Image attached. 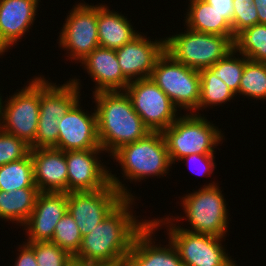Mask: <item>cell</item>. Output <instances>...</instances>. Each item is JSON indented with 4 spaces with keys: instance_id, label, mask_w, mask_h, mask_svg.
<instances>
[{
    "instance_id": "30",
    "label": "cell",
    "mask_w": 266,
    "mask_h": 266,
    "mask_svg": "<svg viewBox=\"0 0 266 266\" xmlns=\"http://www.w3.org/2000/svg\"><path fill=\"white\" fill-rule=\"evenodd\" d=\"M82 236L79 228L67 211L55 226L54 235L51 242L57 244L61 249L68 251L74 256L81 245Z\"/></svg>"
},
{
    "instance_id": "14",
    "label": "cell",
    "mask_w": 266,
    "mask_h": 266,
    "mask_svg": "<svg viewBox=\"0 0 266 266\" xmlns=\"http://www.w3.org/2000/svg\"><path fill=\"white\" fill-rule=\"evenodd\" d=\"M105 154L103 149L65 151L68 172L67 193L97 191L110 184V167L107 166L109 163L105 158L104 160L101 158Z\"/></svg>"
},
{
    "instance_id": "26",
    "label": "cell",
    "mask_w": 266,
    "mask_h": 266,
    "mask_svg": "<svg viewBox=\"0 0 266 266\" xmlns=\"http://www.w3.org/2000/svg\"><path fill=\"white\" fill-rule=\"evenodd\" d=\"M20 188H37L30 154L21 160L0 166V190L9 192Z\"/></svg>"
},
{
    "instance_id": "34",
    "label": "cell",
    "mask_w": 266,
    "mask_h": 266,
    "mask_svg": "<svg viewBox=\"0 0 266 266\" xmlns=\"http://www.w3.org/2000/svg\"><path fill=\"white\" fill-rule=\"evenodd\" d=\"M215 154H191L186 157H183L179 160L184 163L189 171L194 172L197 176H203L211 178L214 174V171L217 167V163H215L216 156ZM211 176V177H210Z\"/></svg>"
},
{
    "instance_id": "29",
    "label": "cell",
    "mask_w": 266,
    "mask_h": 266,
    "mask_svg": "<svg viewBox=\"0 0 266 266\" xmlns=\"http://www.w3.org/2000/svg\"><path fill=\"white\" fill-rule=\"evenodd\" d=\"M248 58L235 48L208 69L220 78L235 94L239 95V86L245 63Z\"/></svg>"
},
{
    "instance_id": "28",
    "label": "cell",
    "mask_w": 266,
    "mask_h": 266,
    "mask_svg": "<svg viewBox=\"0 0 266 266\" xmlns=\"http://www.w3.org/2000/svg\"><path fill=\"white\" fill-rule=\"evenodd\" d=\"M234 48L248 59L266 61V24H255L240 32L234 40Z\"/></svg>"
},
{
    "instance_id": "9",
    "label": "cell",
    "mask_w": 266,
    "mask_h": 266,
    "mask_svg": "<svg viewBox=\"0 0 266 266\" xmlns=\"http://www.w3.org/2000/svg\"><path fill=\"white\" fill-rule=\"evenodd\" d=\"M150 78L183 113H194L200 100L199 70L176 61L164 51L156 60Z\"/></svg>"
},
{
    "instance_id": "20",
    "label": "cell",
    "mask_w": 266,
    "mask_h": 266,
    "mask_svg": "<svg viewBox=\"0 0 266 266\" xmlns=\"http://www.w3.org/2000/svg\"><path fill=\"white\" fill-rule=\"evenodd\" d=\"M80 67L94 82L92 94L101 91H124L130 83L121 72L116 51L98 46L80 62Z\"/></svg>"
},
{
    "instance_id": "6",
    "label": "cell",
    "mask_w": 266,
    "mask_h": 266,
    "mask_svg": "<svg viewBox=\"0 0 266 266\" xmlns=\"http://www.w3.org/2000/svg\"><path fill=\"white\" fill-rule=\"evenodd\" d=\"M69 78L63 84L54 83L50 78L40 74V112L38 130L31 149L56 148L58 143V121L69 109L84 97L81 93L82 79ZM47 78V79H46ZM82 82V83H81Z\"/></svg>"
},
{
    "instance_id": "8",
    "label": "cell",
    "mask_w": 266,
    "mask_h": 266,
    "mask_svg": "<svg viewBox=\"0 0 266 266\" xmlns=\"http://www.w3.org/2000/svg\"><path fill=\"white\" fill-rule=\"evenodd\" d=\"M183 29L164 37L165 51L189 68L200 71L211 67L234 48L233 36L200 33L185 26Z\"/></svg>"
},
{
    "instance_id": "12",
    "label": "cell",
    "mask_w": 266,
    "mask_h": 266,
    "mask_svg": "<svg viewBox=\"0 0 266 266\" xmlns=\"http://www.w3.org/2000/svg\"><path fill=\"white\" fill-rule=\"evenodd\" d=\"M124 91L151 132H163L182 114L151 78L131 81Z\"/></svg>"
},
{
    "instance_id": "25",
    "label": "cell",
    "mask_w": 266,
    "mask_h": 266,
    "mask_svg": "<svg viewBox=\"0 0 266 266\" xmlns=\"http://www.w3.org/2000/svg\"><path fill=\"white\" fill-rule=\"evenodd\" d=\"M199 73L201 78L200 100L198 109L194 114L201 115L205 108L206 111L215 106L223 107L224 104L231 103L234 99H237L236 94L208 68L201 69Z\"/></svg>"
},
{
    "instance_id": "36",
    "label": "cell",
    "mask_w": 266,
    "mask_h": 266,
    "mask_svg": "<svg viewBox=\"0 0 266 266\" xmlns=\"http://www.w3.org/2000/svg\"><path fill=\"white\" fill-rule=\"evenodd\" d=\"M222 15L230 24L233 16V0H204Z\"/></svg>"
},
{
    "instance_id": "33",
    "label": "cell",
    "mask_w": 266,
    "mask_h": 266,
    "mask_svg": "<svg viewBox=\"0 0 266 266\" xmlns=\"http://www.w3.org/2000/svg\"><path fill=\"white\" fill-rule=\"evenodd\" d=\"M232 31L233 38L243 30L259 24L256 5L253 0H233Z\"/></svg>"
},
{
    "instance_id": "1",
    "label": "cell",
    "mask_w": 266,
    "mask_h": 266,
    "mask_svg": "<svg viewBox=\"0 0 266 266\" xmlns=\"http://www.w3.org/2000/svg\"><path fill=\"white\" fill-rule=\"evenodd\" d=\"M136 199L125 198L89 234L82 237L75 266H121L126 264L135 236L150 218L136 215ZM139 217V218H138Z\"/></svg>"
},
{
    "instance_id": "16",
    "label": "cell",
    "mask_w": 266,
    "mask_h": 266,
    "mask_svg": "<svg viewBox=\"0 0 266 266\" xmlns=\"http://www.w3.org/2000/svg\"><path fill=\"white\" fill-rule=\"evenodd\" d=\"M147 34L140 32L115 50L121 72L129 82L150 78L156 60L165 51V38L151 39Z\"/></svg>"
},
{
    "instance_id": "11",
    "label": "cell",
    "mask_w": 266,
    "mask_h": 266,
    "mask_svg": "<svg viewBox=\"0 0 266 266\" xmlns=\"http://www.w3.org/2000/svg\"><path fill=\"white\" fill-rule=\"evenodd\" d=\"M83 1V2H82ZM68 11L58 37V47L64 50L69 62L79 64L99 46L97 31V4L84 0L75 2Z\"/></svg>"
},
{
    "instance_id": "5",
    "label": "cell",
    "mask_w": 266,
    "mask_h": 266,
    "mask_svg": "<svg viewBox=\"0 0 266 266\" xmlns=\"http://www.w3.org/2000/svg\"><path fill=\"white\" fill-rule=\"evenodd\" d=\"M203 113L181 114L162 134L173 165L191 154H216L225 132Z\"/></svg>"
},
{
    "instance_id": "10",
    "label": "cell",
    "mask_w": 266,
    "mask_h": 266,
    "mask_svg": "<svg viewBox=\"0 0 266 266\" xmlns=\"http://www.w3.org/2000/svg\"><path fill=\"white\" fill-rule=\"evenodd\" d=\"M23 86L3 99L0 128L31 146L38 130L40 74L33 75Z\"/></svg>"
},
{
    "instance_id": "19",
    "label": "cell",
    "mask_w": 266,
    "mask_h": 266,
    "mask_svg": "<svg viewBox=\"0 0 266 266\" xmlns=\"http://www.w3.org/2000/svg\"><path fill=\"white\" fill-rule=\"evenodd\" d=\"M156 231L160 230L149 221L135 236L126 261L127 266H183L178 251L169 239L167 241L166 238L165 241L162 238L156 242Z\"/></svg>"
},
{
    "instance_id": "27",
    "label": "cell",
    "mask_w": 266,
    "mask_h": 266,
    "mask_svg": "<svg viewBox=\"0 0 266 266\" xmlns=\"http://www.w3.org/2000/svg\"><path fill=\"white\" fill-rule=\"evenodd\" d=\"M248 101L251 99L260 100L263 103L266 100V65L263 62L248 59L242 73L239 96Z\"/></svg>"
},
{
    "instance_id": "18",
    "label": "cell",
    "mask_w": 266,
    "mask_h": 266,
    "mask_svg": "<svg viewBox=\"0 0 266 266\" xmlns=\"http://www.w3.org/2000/svg\"><path fill=\"white\" fill-rule=\"evenodd\" d=\"M40 2L41 0H0V46L6 54L32 30L41 8Z\"/></svg>"
},
{
    "instance_id": "15",
    "label": "cell",
    "mask_w": 266,
    "mask_h": 266,
    "mask_svg": "<svg viewBox=\"0 0 266 266\" xmlns=\"http://www.w3.org/2000/svg\"><path fill=\"white\" fill-rule=\"evenodd\" d=\"M80 98L58 121L57 149L75 151L102 149L97 134V116L95 108L84 109ZM86 110V111H85ZM88 110V111H87Z\"/></svg>"
},
{
    "instance_id": "39",
    "label": "cell",
    "mask_w": 266,
    "mask_h": 266,
    "mask_svg": "<svg viewBox=\"0 0 266 266\" xmlns=\"http://www.w3.org/2000/svg\"><path fill=\"white\" fill-rule=\"evenodd\" d=\"M5 50L0 46V58H1V56H2V58H4L3 57V55L5 54Z\"/></svg>"
},
{
    "instance_id": "7",
    "label": "cell",
    "mask_w": 266,
    "mask_h": 266,
    "mask_svg": "<svg viewBox=\"0 0 266 266\" xmlns=\"http://www.w3.org/2000/svg\"><path fill=\"white\" fill-rule=\"evenodd\" d=\"M164 216H154L150 221L157 229H166L164 234L178 251L183 266H238L225 247L227 237L193 233L177 227Z\"/></svg>"
},
{
    "instance_id": "35",
    "label": "cell",
    "mask_w": 266,
    "mask_h": 266,
    "mask_svg": "<svg viewBox=\"0 0 266 266\" xmlns=\"http://www.w3.org/2000/svg\"><path fill=\"white\" fill-rule=\"evenodd\" d=\"M18 248V249H17ZM16 250L15 261L12 266H38L34 250L25 242H21Z\"/></svg>"
},
{
    "instance_id": "23",
    "label": "cell",
    "mask_w": 266,
    "mask_h": 266,
    "mask_svg": "<svg viewBox=\"0 0 266 266\" xmlns=\"http://www.w3.org/2000/svg\"><path fill=\"white\" fill-rule=\"evenodd\" d=\"M183 25L200 33L233 36L231 24L204 0H188Z\"/></svg>"
},
{
    "instance_id": "4",
    "label": "cell",
    "mask_w": 266,
    "mask_h": 266,
    "mask_svg": "<svg viewBox=\"0 0 266 266\" xmlns=\"http://www.w3.org/2000/svg\"><path fill=\"white\" fill-rule=\"evenodd\" d=\"M219 182L211 180L208 184L200 186L197 190L189 191L178 196L177 203L182 207V215H166L177 227L200 234H209L217 237H226L230 232V211L222 187ZM180 202V203H179ZM174 217V218H173ZM186 221L187 226L182 225ZM185 220V221H184ZM180 222V224H179ZM178 223V224H177ZM184 226V227H183ZM186 227V228H185Z\"/></svg>"
},
{
    "instance_id": "38",
    "label": "cell",
    "mask_w": 266,
    "mask_h": 266,
    "mask_svg": "<svg viewBox=\"0 0 266 266\" xmlns=\"http://www.w3.org/2000/svg\"><path fill=\"white\" fill-rule=\"evenodd\" d=\"M1 90V89H0ZM5 96H3V94L1 93L0 91V126H1V114H2V101H3V98Z\"/></svg>"
},
{
    "instance_id": "32",
    "label": "cell",
    "mask_w": 266,
    "mask_h": 266,
    "mask_svg": "<svg viewBox=\"0 0 266 266\" xmlns=\"http://www.w3.org/2000/svg\"><path fill=\"white\" fill-rule=\"evenodd\" d=\"M31 147L22 139L0 128V166L21 160L30 154Z\"/></svg>"
},
{
    "instance_id": "2",
    "label": "cell",
    "mask_w": 266,
    "mask_h": 266,
    "mask_svg": "<svg viewBox=\"0 0 266 266\" xmlns=\"http://www.w3.org/2000/svg\"><path fill=\"white\" fill-rule=\"evenodd\" d=\"M110 159L114 163L116 162V167L120 166L121 169L118 170H121V178L124 179L120 180L116 172L112 174L111 168L110 183L127 199L138 200L139 198L135 192H133L134 195L131 193L132 187L129 188L125 182L129 181L130 184H135L154 177L167 178L174 167L162 132H150L135 142L121 146L110 156Z\"/></svg>"
},
{
    "instance_id": "21",
    "label": "cell",
    "mask_w": 266,
    "mask_h": 266,
    "mask_svg": "<svg viewBox=\"0 0 266 266\" xmlns=\"http://www.w3.org/2000/svg\"><path fill=\"white\" fill-rule=\"evenodd\" d=\"M34 183L39 192L67 193V162L65 152L56 148L31 149Z\"/></svg>"
},
{
    "instance_id": "31",
    "label": "cell",
    "mask_w": 266,
    "mask_h": 266,
    "mask_svg": "<svg viewBox=\"0 0 266 266\" xmlns=\"http://www.w3.org/2000/svg\"><path fill=\"white\" fill-rule=\"evenodd\" d=\"M26 243L34 250L38 266H75L73 256L51 241Z\"/></svg>"
},
{
    "instance_id": "3",
    "label": "cell",
    "mask_w": 266,
    "mask_h": 266,
    "mask_svg": "<svg viewBox=\"0 0 266 266\" xmlns=\"http://www.w3.org/2000/svg\"><path fill=\"white\" fill-rule=\"evenodd\" d=\"M91 97L94 99L92 104H95L99 143L108 158L121 146L151 132L132 107L125 91H101Z\"/></svg>"
},
{
    "instance_id": "22",
    "label": "cell",
    "mask_w": 266,
    "mask_h": 266,
    "mask_svg": "<svg viewBox=\"0 0 266 266\" xmlns=\"http://www.w3.org/2000/svg\"><path fill=\"white\" fill-rule=\"evenodd\" d=\"M110 10L107 4H97V31L99 46L108 49H119L136 37L140 31L122 11ZM129 19V20H128Z\"/></svg>"
},
{
    "instance_id": "37",
    "label": "cell",
    "mask_w": 266,
    "mask_h": 266,
    "mask_svg": "<svg viewBox=\"0 0 266 266\" xmlns=\"http://www.w3.org/2000/svg\"><path fill=\"white\" fill-rule=\"evenodd\" d=\"M256 5L259 24H266V0H253Z\"/></svg>"
},
{
    "instance_id": "13",
    "label": "cell",
    "mask_w": 266,
    "mask_h": 266,
    "mask_svg": "<svg viewBox=\"0 0 266 266\" xmlns=\"http://www.w3.org/2000/svg\"><path fill=\"white\" fill-rule=\"evenodd\" d=\"M125 198L110 183L97 191L67 193V211L74 218L82 237L89 234Z\"/></svg>"
},
{
    "instance_id": "17",
    "label": "cell",
    "mask_w": 266,
    "mask_h": 266,
    "mask_svg": "<svg viewBox=\"0 0 266 266\" xmlns=\"http://www.w3.org/2000/svg\"><path fill=\"white\" fill-rule=\"evenodd\" d=\"M66 213L67 193L39 192L31 215L21 226L25 242L51 241L56 224Z\"/></svg>"
},
{
    "instance_id": "24",
    "label": "cell",
    "mask_w": 266,
    "mask_h": 266,
    "mask_svg": "<svg viewBox=\"0 0 266 266\" xmlns=\"http://www.w3.org/2000/svg\"><path fill=\"white\" fill-rule=\"evenodd\" d=\"M38 188H20L13 191L0 190V219L2 222L13 223L21 226L31 215L37 195Z\"/></svg>"
}]
</instances>
